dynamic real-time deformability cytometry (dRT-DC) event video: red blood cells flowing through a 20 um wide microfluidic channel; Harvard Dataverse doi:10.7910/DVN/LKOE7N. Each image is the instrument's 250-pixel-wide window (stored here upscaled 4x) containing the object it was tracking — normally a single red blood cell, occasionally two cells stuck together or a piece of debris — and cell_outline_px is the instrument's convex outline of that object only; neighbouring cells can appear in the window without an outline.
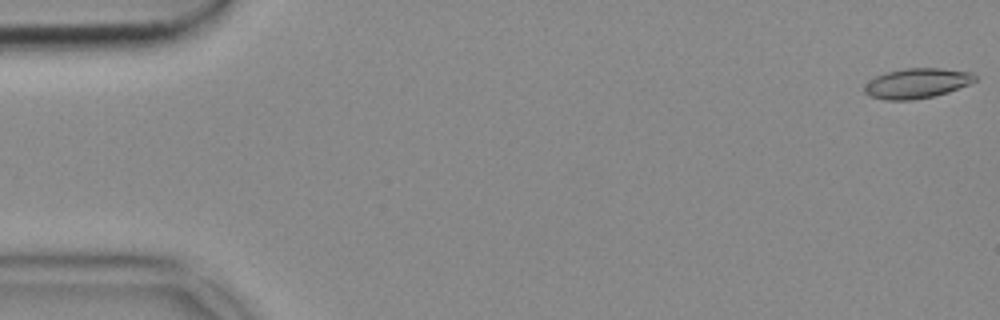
{"species": "common noctule bat (a hibernating species)", "species_latin": "Nyctalus noctula", "temperature_condition": "cold", "stored_images_in_passage": 53, "camera_frame_rate_fps": 3000, "um_per_image_px": 0.085, "animal": {"sex": "female", "body_mass_g": 18.4}, "frame": {"image": 1, "passage_image": 1, "time_ms": 0.0, "image_size_px": [1000, 320], "cell_outline_px": [[976, 80], [968, 84], [948, 92], [932, 96], [912, 100], [884, 100], [868, 96], [864, 92], [864, 88], [876, 76], [888, 72], [904, 68], [940, 68], [972, 72], [976, 76]], "centroid_in_image_um": [77.94, 7.08], "position_along_channel_um": 7.1, "area_um2": 19.13}}
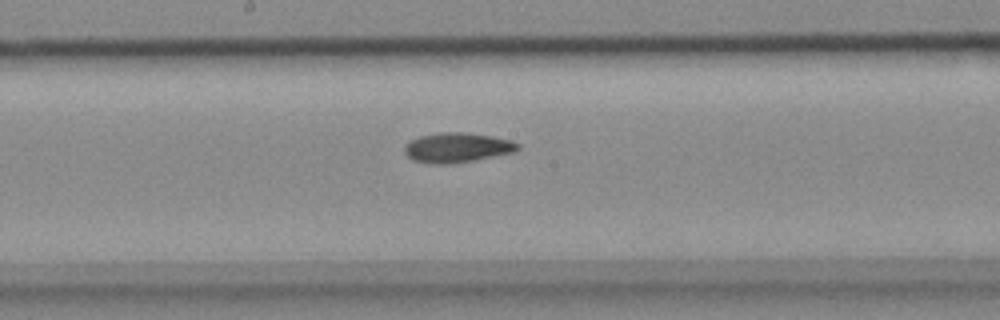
{"frame": {"image": 2, "passage_image": 28, "time_ms": 9.0, "image_size_px": [1000, 320], "cell_outline_px": [[520, 148], [516, 152], [472, 160], [448, 164], [428, 164], [412, 160], [404, 152], [404, 144], [408, 140], [420, 136], [440, 132], [464, 132], [492, 136], [512, 140], [520, 144]], "centroid_in_image_um": [38.83, 12.54], "position_along_channel_um": 209.4, "area_um2": 19.88}}
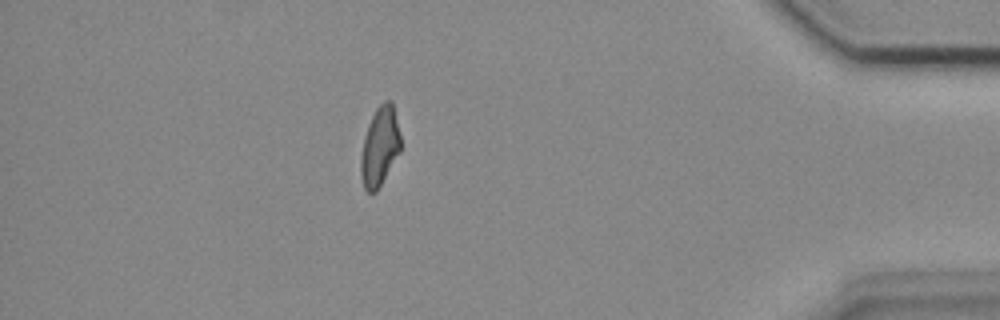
{"frame": {"image": 3, "passage_image": 47, "time_ms": 15.333, "image_size_px": [1000, 320], "cell_outline_px": [[400, 152], [376, 192], [368, 192], [364, 188], [360, 176], [360, 156], [364, 136], [368, 124], [376, 108], [384, 100], [392, 100], [400, 136]], "centroid_in_image_um": [32.26, 12.45], "position_along_channel_um": 402.9, "area_um2": 18.38}}